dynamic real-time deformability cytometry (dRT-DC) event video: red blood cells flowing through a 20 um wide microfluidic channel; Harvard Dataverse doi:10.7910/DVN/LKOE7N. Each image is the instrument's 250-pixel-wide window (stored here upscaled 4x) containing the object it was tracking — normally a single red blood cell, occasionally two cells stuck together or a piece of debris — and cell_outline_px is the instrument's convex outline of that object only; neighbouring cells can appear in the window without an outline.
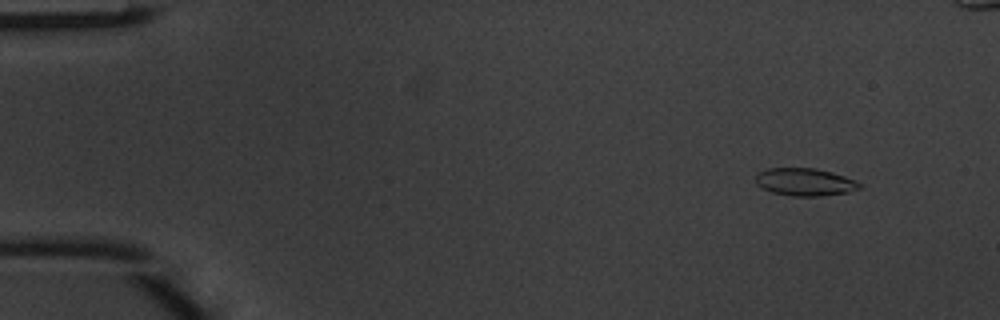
{"species": "common noctule bat (a hibernating species)", "species_latin": "Nyctalus noctula", "temperature_condition": "warm", "stored_images_in_passage": 6, "camera_frame_rate_fps": 3000, "um_per_image_px": 0.085, "animal": {"sex": "male", "body_mass_g": 20.1, "forearm_length_mm": 53.5}, "frame": {"image": 1, "passage_image": 2, "time_ms": 0.333, "image_size_px": [1000, 320], "cell_outline_px": [[860, 188], [848, 192], [820, 196], [792, 196], [772, 192], [756, 184], [756, 172], [768, 168], [816, 168], [832, 172], [856, 180], [860, 184]], "centroid_in_image_um": [68.4, 15.46], "position_along_channel_um": 16.6, "area_um2": 16.7}}